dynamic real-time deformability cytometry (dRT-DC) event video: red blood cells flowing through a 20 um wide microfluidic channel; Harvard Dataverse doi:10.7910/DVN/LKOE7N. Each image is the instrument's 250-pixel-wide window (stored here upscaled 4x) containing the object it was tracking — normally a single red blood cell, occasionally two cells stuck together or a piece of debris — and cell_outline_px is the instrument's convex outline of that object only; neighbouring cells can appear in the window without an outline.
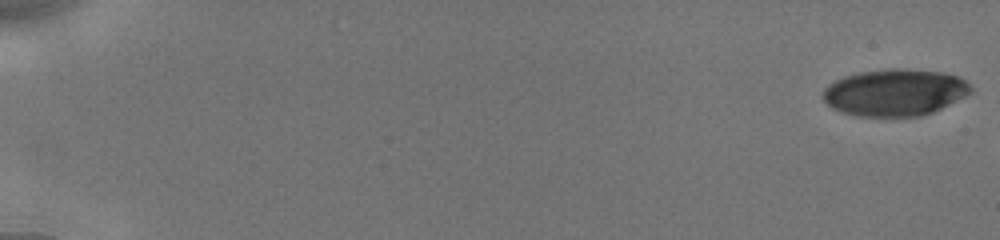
{"species": "human", "species_latin": "Homo sapiens", "temperature_condition": "cold", "stored_images_in_passage": 6, "camera_frame_rate_fps": 3000, "um_per_image_px": 0.085, "donor": {"sex": "male"}, "frame": {"image": 1, "passage_image": 1, "time_ms": 0.0, "image_size_px": [1000, 240], "cell_outline_px": [[972, 92], [932, 112], [920, 116], [856, 116], [832, 108], [824, 100], [824, 88], [828, 84], [844, 76], [860, 72], [888, 68], [900, 68], [944, 72], [960, 76], [972, 88]], "centroid_in_image_um": [76.06, 7.84], "position_along_channel_um": 8.9, "area_um2": 40.17}}